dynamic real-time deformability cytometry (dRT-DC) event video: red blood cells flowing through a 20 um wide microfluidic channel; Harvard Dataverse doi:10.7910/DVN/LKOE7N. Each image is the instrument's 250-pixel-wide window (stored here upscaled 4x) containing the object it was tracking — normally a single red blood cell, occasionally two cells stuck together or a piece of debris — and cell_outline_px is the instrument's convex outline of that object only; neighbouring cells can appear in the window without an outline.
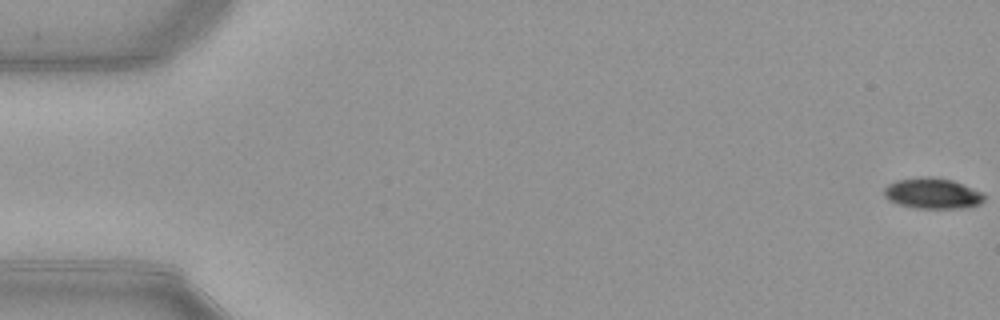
{"species": "common noctule bat (a hibernating species)", "species_latin": "Nyctalus noctula", "temperature_condition": "warm", "stored_images_in_passage": 53, "camera_frame_rate_fps": 3000, "um_per_image_px": 0.085, "animal": {"sex": "female", "body_mass_g": 21.9}, "frame": {"image": 1, "passage_image": 1, "time_ms": 0.0, "image_size_px": [1000, 320], "cell_outline_px": [[984, 200], [980, 204], [968, 208], [916, 208], [900, 204], [888, 200], [884, 196], [884, 188], [888, 184], [900, 180], [952, 180], [980, 192], [984, 196]], "centroid_in_image_um": [79.28, 16.51], "position_along_channel_um": 5.7, "area_um2": 16.88}}
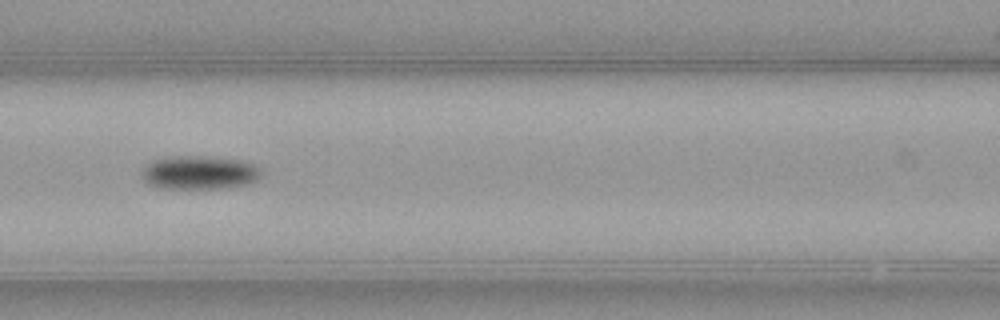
{"frame": {"image": 2, "passage_image": 24, "time_ms": 7.667, "image_size_px": [1000, 320], "cell_outline_px": [[260, 176], [256, 180], [244, 184], [220, 188], [164, 188], [148, 184], [144, 180], [144, 168], [152, 160], [168, 156], [204, 156], [236, 160], [252, 164], [260, 172]], "centroid_in_image_um": [16.89, 14.66], "position_along_channel_um": 149.7, "area_um2": 22.72}}
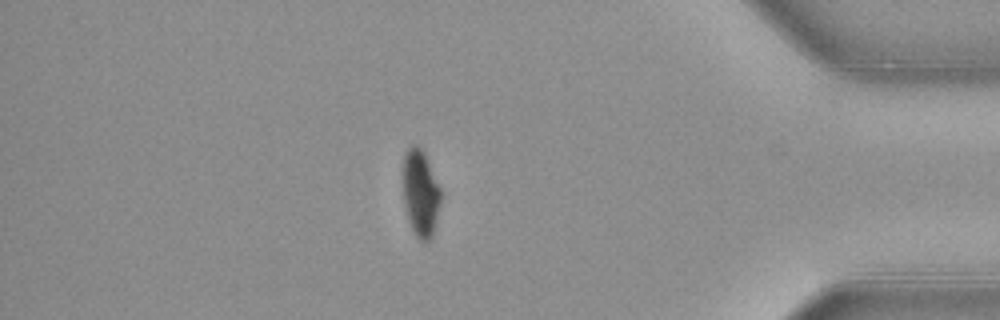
{"frame": {"image": 3, "passage_image": 46, "time_ms": 15.0, "image_size_px": [1000, 320], "cell_outline_px": [[440, 204], [432, 236], [428, 240], [420, 240], [416, 236], [408, 220], [404, 204], [404, 156], [408, 148], [412, 144], [416, 144], [424, 152], [440, 188]], "centroid_in_image_um": [35.74, 16.41], "position_along_channel_um": 399.5, "area_um2": 18.67}}